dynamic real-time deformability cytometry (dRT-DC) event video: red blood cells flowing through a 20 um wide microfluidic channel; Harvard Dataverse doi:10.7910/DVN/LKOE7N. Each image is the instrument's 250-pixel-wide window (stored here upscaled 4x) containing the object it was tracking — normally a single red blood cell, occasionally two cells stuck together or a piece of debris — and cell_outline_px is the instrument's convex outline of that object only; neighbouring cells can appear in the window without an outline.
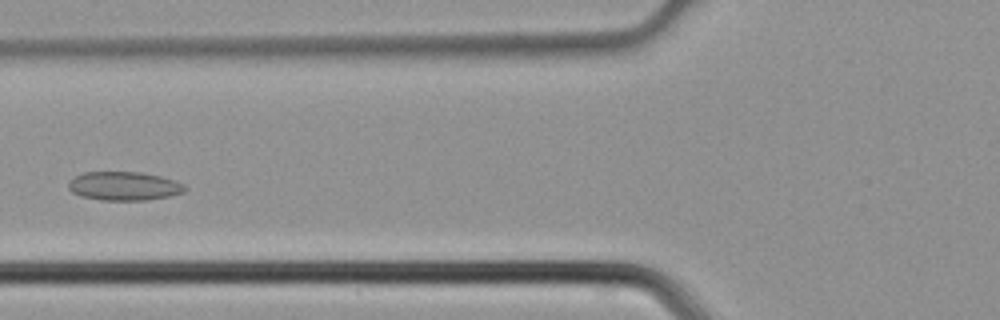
{"species": "common noctule bat (a hibernating species)", "species_latin": "Nyctalus noctula", "temperature_condition": "cold", "stored_images_in_passage": 40, "camera_frame_rate_fps": 3000, "um_per_image_px": 0.085, "animal": {"sex": "male", "body_mass_g": 21.5, "forearm_length_mm": 52.0}, "frame": {"image": 1, "passage_image": 13, "time_ms": 4.0, "image_size_px": [1000, 320], "cell_outline_px": [[188, 188], [184, 192], [168, 196], [144, 200], [100, 200], [80, 196], [72, 192], [68, 188], [68, 184], [76, 176], [84, 172], [140, 172], [160, 176], [184, 184]], "centroid_in_image_um": [10.54, 15.82], "position_along_channel_um": 115.3, "area_um2": 19.36}}
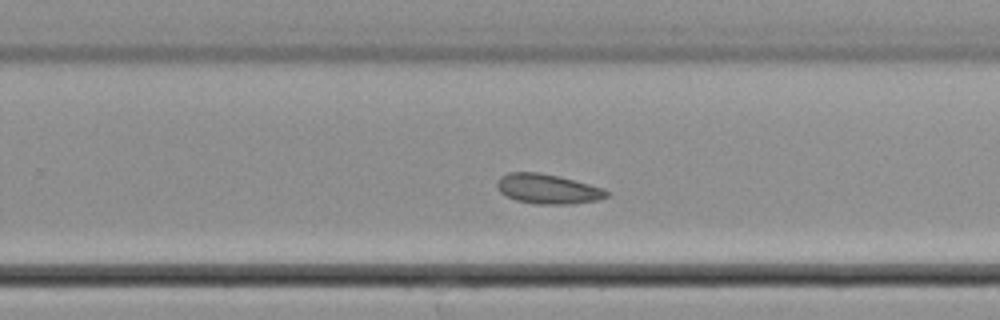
{"frame": {"image": 2, "passage_image": 24, "time_ms": 7.667, "image_size_px": [1000, 320], "cell_outline_px": [[612, 192], [608, 196], [600, 200], [572, 204], [536, 204], [516, 200], [500, 192], [496, 184], [496, 180], [500, 176], [508, 172], [540, 172], [560, 176], [604, 188]], "centroid_in_image_um": [46.59, 16.05], "position_along_channel_um": 283.2, "area_um2": 19.31}}
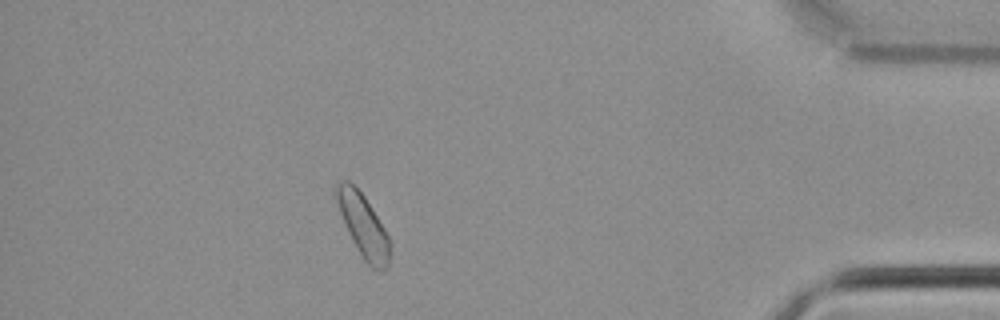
{"frame": {"image": 3, "passage_image": 35, "time_ms": 11.333, "image_size_px": [1000, 320], "cell_outline_px": [[392, 244], [388, 268], [380, 272], [376, 272], [364, 260], [352, 240], [340, 212], [336, 200], [336, 184], [344, 180], [348, 180], [364, 196], [384, 228]], "centroid_in_image_um": [30.92, 19.25], "position_along_channel_um": 404.3, "area_um2": 19.42}}